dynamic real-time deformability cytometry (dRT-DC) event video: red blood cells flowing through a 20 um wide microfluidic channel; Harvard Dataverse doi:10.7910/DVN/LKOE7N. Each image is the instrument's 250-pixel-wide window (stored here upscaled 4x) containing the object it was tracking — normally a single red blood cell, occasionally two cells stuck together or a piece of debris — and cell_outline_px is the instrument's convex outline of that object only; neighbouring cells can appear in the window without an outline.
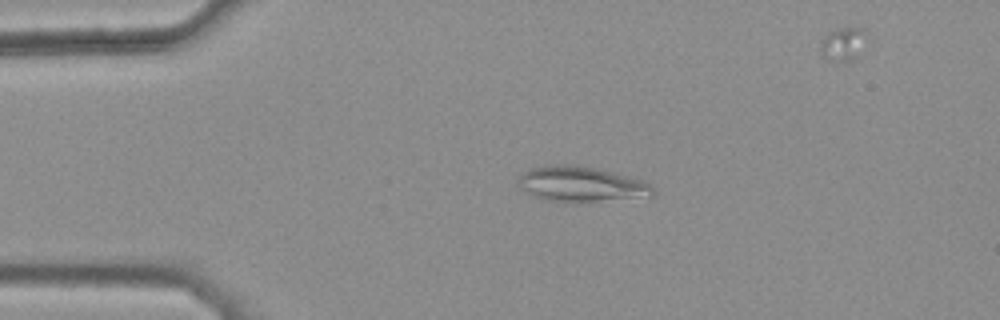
{"species": "common noctule bat (a hibernating species)", "species_latin": "Nyctalus noctula", "temperature_condition": "warm", "stored_images_in_passage": 36, "camera_frame_rate_fps": 3000, "um_per_image_px": 0.085, "animal": {"sex": "female", "body_mass_g": 25.1}, "frame": {"image": 1, "passage_image": 2, "time_ms": 0.333, "image_size_px": [1000, 320], "cell_outline_px": [[656, 192], [652, 196], [596, 200], [544, 200], [516, 188], [520, 176], [528, 168], [544, 164], [572, 164], [596, 168], [644, 180], [652, 184]], "centroid_in_image_um": [49.35, 15.61], "position_along_channel_um": 35.6, "area_um2": 27.46}}
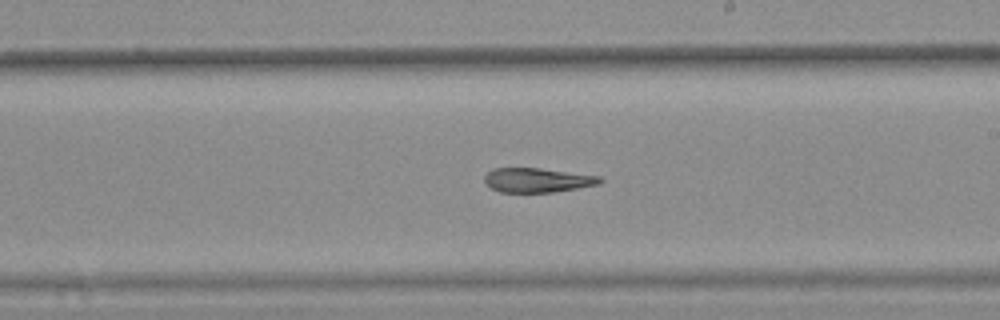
{"frame": {"image": 2, "passage_image": 21, "time_ms": 6.667, "image_size_px": [1000, 320], "cell_outline_px": [[604, 180], [600, 184], [552, 192], [500, 192], [492, 188], [484, 180], [484, 176], [492, 168], [540, 168], [600, 176]], "centroid_in_image_um": [45.69, 15.3], "position_along_channel_um": 243.3, "area_um2": 16.3}}
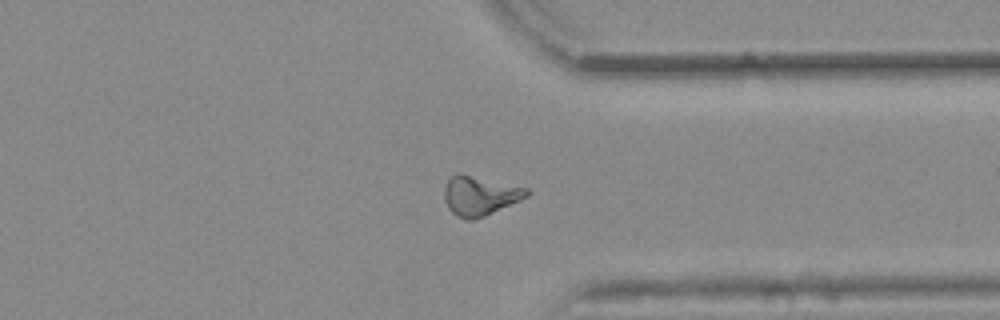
{"frame": {"image": 3, "passage_image": 31, "time_ms": 10.0, "image_size_px": [1000, 320], "cell_outline_px": [[532, 192], [528, 196], [520, 200], [484, 216], [472, 220], [468, 220], [456, 216], [448, 208], [444, 200], [444, 188], [448, 180], [456, 172], [460, 172], [528, 188]], "centroid_in_image_um": [40.78, 16.61], "position_along_channel_um": 370.6, "area_um2": 19.07}, "authors_computed_cell_mechanics": {"area_um2": 18.0914, "velocity_mm_per_s": 3.8654, "shape_relaxation_time_tau1_ms": null, "shape_relaxation_time_tau2_ms": 6.9274, "deformation_change_tau1": null, "deformation_change_tau2": 0.1737}}